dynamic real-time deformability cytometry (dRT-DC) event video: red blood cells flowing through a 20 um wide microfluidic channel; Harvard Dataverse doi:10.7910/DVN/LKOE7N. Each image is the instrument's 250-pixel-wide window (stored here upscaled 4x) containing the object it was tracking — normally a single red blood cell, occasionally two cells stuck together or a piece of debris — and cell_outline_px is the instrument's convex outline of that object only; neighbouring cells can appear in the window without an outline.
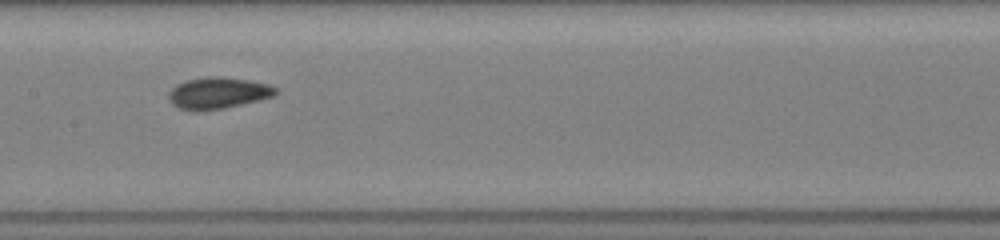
{"species": "common noctule bat (a hibernating species)", "species_latin": "Nyctalus noctula", "temperature_condition": "room temperature", "stored_images_in_passage": 20, "camera_frame_rate_fps": 3000, "um_per_image_px": 0.085, "animal": {"sex": "female", "body_mass_g": 19.5, "forearm_length_mm": 54.1}, "frame": {"image": 1, "passage_image": 17, "time_ms": 6.333, "image_size_px": [1000, 240], "cell_outline_px": [[280, 92], [276, 96], [260, 100], [224, 108], [196, 112], [180, 108], [172, 104], [168, 96], [168, 92], [176, 84], [188, 80], [204, 76], [220, 76], [248, 80], [268, 84], [280, 88]], "centroid_in_image_um": [18.57, 7.9], "position_along_channel_um": 188.8, "area_um2": 20.0}}